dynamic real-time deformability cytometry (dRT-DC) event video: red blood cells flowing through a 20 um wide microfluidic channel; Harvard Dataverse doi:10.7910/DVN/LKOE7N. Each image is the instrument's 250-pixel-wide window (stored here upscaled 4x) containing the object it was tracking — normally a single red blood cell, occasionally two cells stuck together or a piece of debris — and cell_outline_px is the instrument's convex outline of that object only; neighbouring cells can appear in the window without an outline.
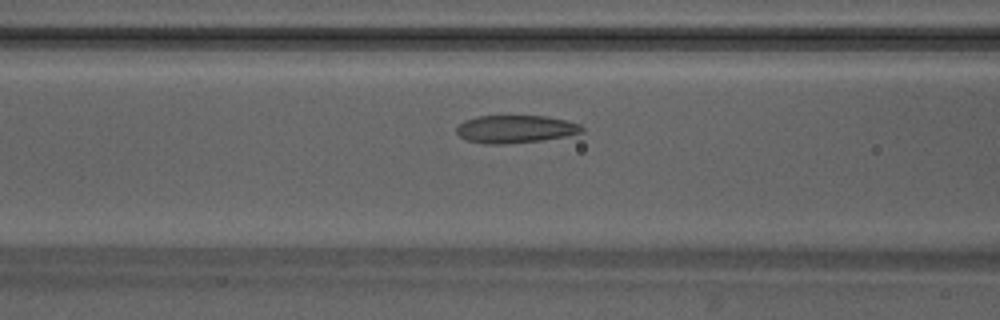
{"species": "Egyptian fruit bat (a non-hibernating species)", "species_latin": "Rousettus aegyptiacus", "temperature_condition": "warm", "stored_images_in_passage": 42, "camera_frame_rate_fps": 3000, "um_per_image_px": 0.085, "animal": {"sex": "male"}, "frame": {"image": 1, "passage_image": 17, "time_ms": 5.333, "image_size_px": [1000, 320], "cell_outline_px": [[584, 132], [568, 136], [544, 140], [504, 144], [484, 144], [468, 140], [460, 136], [456, 132], [456, 128], [464, 120], [476, 116], [548, 116], [568, 120], [580, 124], [584, 128]], "centroid_in_image_um": [43.85, 10.97], "position_along_channel_um": 122.7, "area_um2": 20.52}}
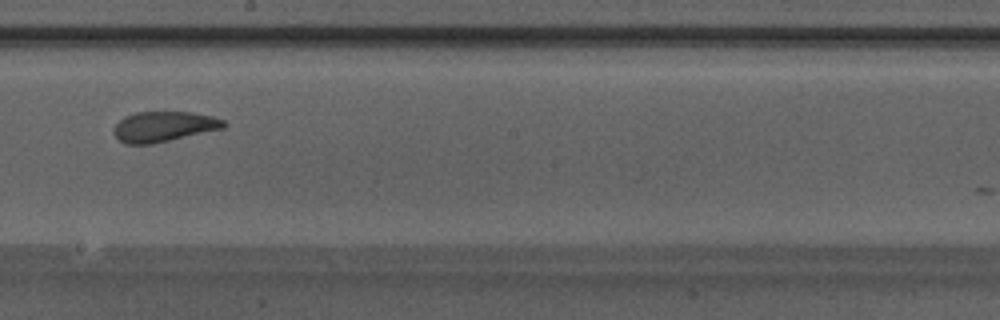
{"frame": {"image": 2, "passage_image": 25, "time_ms": 8.0, "image_size_px": [1000, 320], "cell_outline_px": [[228, 124], [224, 128], [152, 144], [124, 144], [112, 132], [116, 124], [124, 116], [136, 112], [192, 112], [212, 116], [224, 120]], "centroid_in_image_um": [13.92, 10.75], "position_along_channel_um": 234.3, "area_um2": 19.42}}
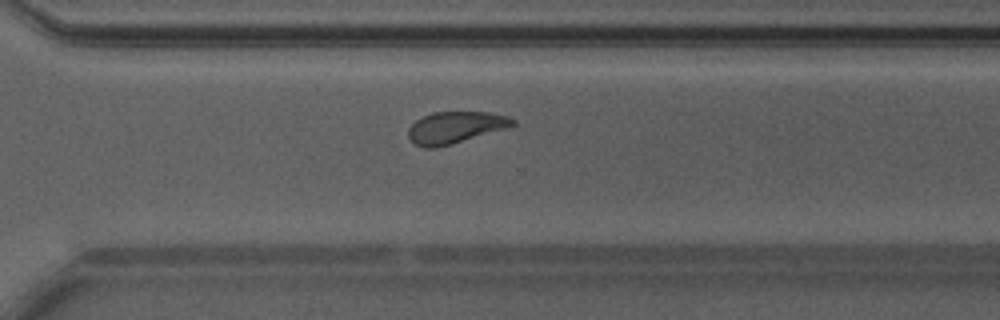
{"frame": {"image": 3, "passage_image": 32, "time_ms": 10.333, "image_size_px": [1000, 320], "cell_outline_px": [[516, 124], [508, 128], [452, 144], [436, 148], [424, 148], [416, 144], [408, 136], [408, 128], [416, 120], [432, 112], [488, 112], [508, 116], [516, 120]], "centroid_in_image_um": [38.72, 10.83], "position_along_channel_um": 331.9, "area_um2": 19.36}, "authors_computed_cell_mechanics": {"area_um2": 20.3745, "velocity_mm_per_s": 4.1986, "shape_relaxation_time_tau1_ms": 3.6844, "shape_relaxation_time_tau2_ms": 1.4565, "deformation_change_tau1": 0.108, "deformation_change_tau2": 0.0776}}